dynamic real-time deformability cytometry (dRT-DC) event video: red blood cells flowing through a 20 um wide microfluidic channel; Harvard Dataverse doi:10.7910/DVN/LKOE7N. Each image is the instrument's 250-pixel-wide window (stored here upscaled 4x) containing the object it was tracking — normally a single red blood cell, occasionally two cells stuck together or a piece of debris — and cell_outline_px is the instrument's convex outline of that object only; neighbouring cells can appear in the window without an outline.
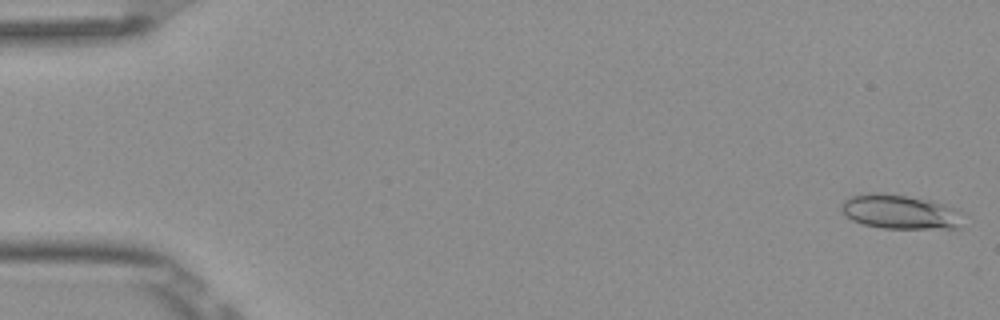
{"species": "Egyptian fruit bat (a non-hibernating species)", "species_latin": "Rousettus aegyptiacus", "temperature_condition": "room temperature", "stored_images_in_passage": 5, "camera_frame_rate_fps": 3000, "um_per_image_px": 0.085, "frame": {"image": 1, "passage_image": 1, "time_ms": 0.0, "image_size_px": [1000, 320], "cell_outline_px": [[960, 228], [880, 228], [864, 224], [852, 220], [840, 208], [840, 204], [844, 200], [852, 196], [868, 192], [880, 192], [932, 200], [956, 208]], "centroid_in_image_um": [76.43, 17.99], "position_along_channel_um": 8.6, "area_um2": 24.04}}
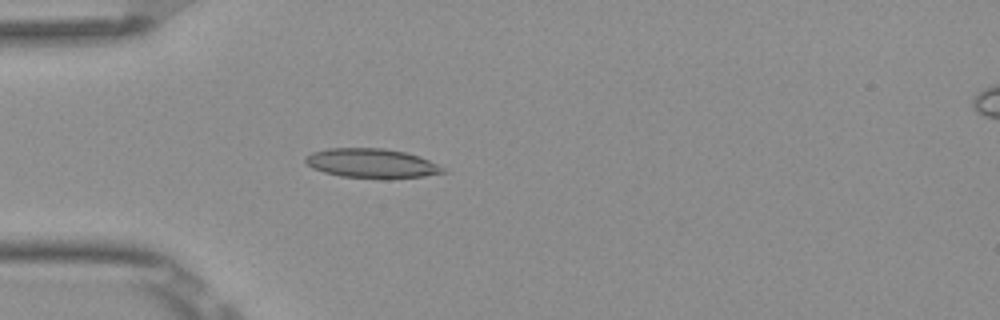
{"frame": {"image": 2, "passage_image": 5, "time_ms": 1.333, "image_size_px": [1000, 320], "cell_outline_px": [[448, 172], [424, 176], [388, 180], [384, 180], [340, 176], [324, 172], [312, 168], [304, 160], [304, 156], [312, 152], [328, 148], [384, 148], [404, 152], [420, 156], [444, 168]], "centroid_in_image_um": [31.59, 13.9], "position_along_channel_um": 53.4, "area_um2": 23.99}}